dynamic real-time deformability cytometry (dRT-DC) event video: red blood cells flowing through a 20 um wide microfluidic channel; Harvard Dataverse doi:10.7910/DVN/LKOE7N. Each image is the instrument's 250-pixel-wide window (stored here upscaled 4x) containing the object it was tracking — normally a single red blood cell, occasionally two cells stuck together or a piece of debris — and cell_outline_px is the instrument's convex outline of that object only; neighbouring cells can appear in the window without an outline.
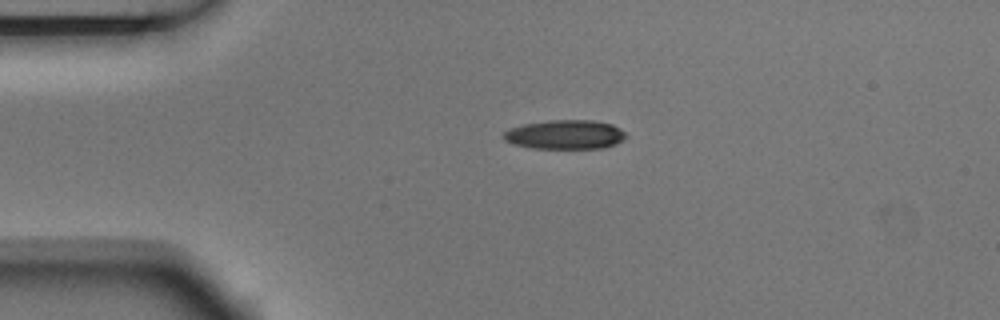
{"species": "Egyptian fruit bat (a non-hibernating species)", "species_latin": "Rousettus aegyptiacus", "temperature_condition": "room temperature", "stored_images_in_passage": 2, "camera_frame_rate_fps": 3000, "um_per_image_px": 0.085, "animal": {"sex": "male"}, "frame": {"image": 1, "passage_image": 1, "time_ms": 0.0, "image_size_px": [1000, 320], "cell_outline_px": [[628, 136], [616, 144], [604, 148], [532, 148], [516, 144], [504, 140], [504, 132], [508, 128], [524, 124], [552, 120], [592, 120], [612, 124], [620, 128]], "centroid_in_image_um": [48.06, 11.43], "position_along_channel_um": 36.9, "area_um2": 20.75}}
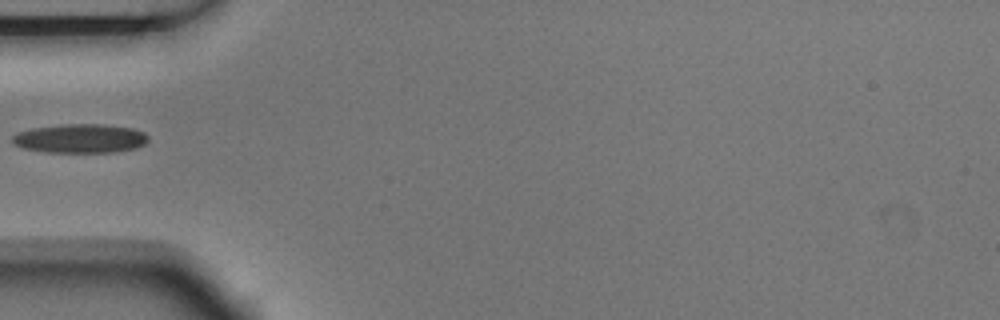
{"frame": {"image": 2, "passage_image": 2, "time_ms": 0.333, "image_size_px": [1000, 320], "cell_outline_px": [[148, 140], [144, 144], [136, 148], [116, 152], [48, 152], [24, 148], [16, 144], [12, 140], [12, 136], [20, 132], [32, 128], [60, 124], [100, 124], [132, 128], [144, 132], [148, 136]], "centroid_in_image_um": [6.86, 11.76], "position_along_channel_um": 78.1, "area_um2": 22.83}}